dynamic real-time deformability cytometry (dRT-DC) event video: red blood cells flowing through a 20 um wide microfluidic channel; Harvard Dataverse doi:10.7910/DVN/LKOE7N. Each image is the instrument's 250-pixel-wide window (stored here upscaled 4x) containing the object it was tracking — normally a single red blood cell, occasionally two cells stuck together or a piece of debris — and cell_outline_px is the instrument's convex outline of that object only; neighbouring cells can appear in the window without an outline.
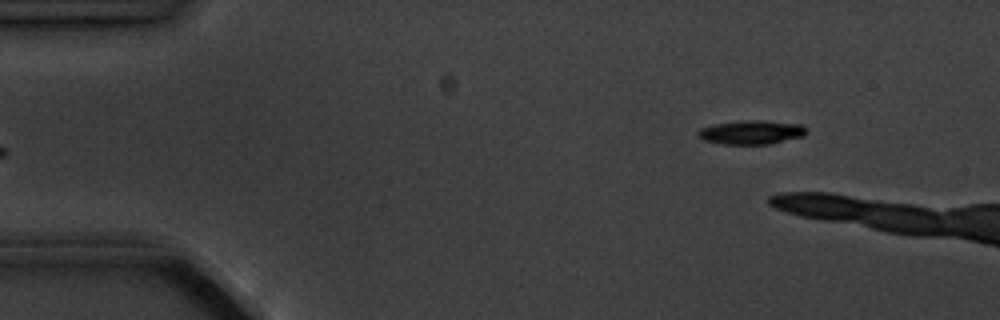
{"species": "common noctule bat (a hibernating species)", "species_latin": "Nyctalus noctula", "temperature_condition": "cold", "stored_images_in_passage": 5, "camera_frame_rate_fps": 3000, "um_per_image_px": 0.085, "animal": {"sex": "male", "body_mass_g": 20.1, "forearm_length_mm": 53.5}, "frame": {"image": 1, "passage_image": 5, "time_ms": 5.333, "image_size_px": [1000, 320], "cell_outline_px": [[808, 132], [804, 136], [772, 144], [720, 144], [704, 140], [696, 132], [700, 128], [716, 124], [744, 120], [760, 120], [800, 124]], "centroid_in_image_um": [63.88, 11.25], "position_along_channel_um": 21.1, "area_um2": 15.09}}